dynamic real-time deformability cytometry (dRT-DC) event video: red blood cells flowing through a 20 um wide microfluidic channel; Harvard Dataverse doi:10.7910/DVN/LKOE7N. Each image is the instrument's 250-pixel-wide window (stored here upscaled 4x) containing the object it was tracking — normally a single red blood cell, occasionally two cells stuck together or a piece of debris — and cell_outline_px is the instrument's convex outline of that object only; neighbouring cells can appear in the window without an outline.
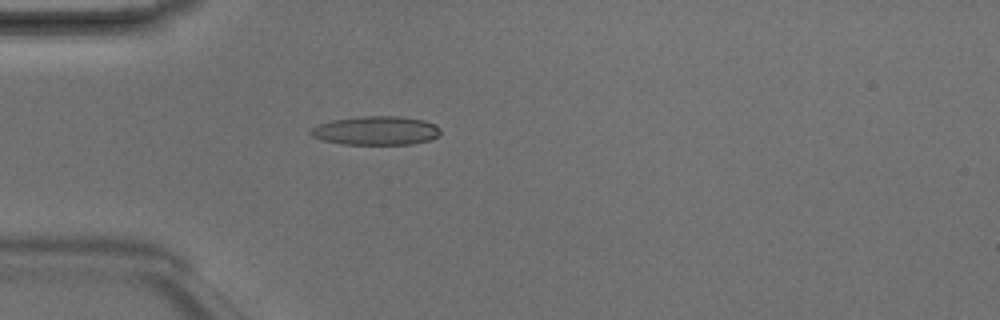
{"species": "Egyptian fruit bat (a non-hibernating species)", "species_latin": "Rousettus aegyptiacus", "temperature_condition": "room temperature", "stored_images_in_passage": 4, "camera_frame_rate_fps": 3000, "um_per_image_px": 0.085, "animal": {"sex": "male"}, "frame": {"image": 1, "passage_image": 4, "time_ms": 1.0, "image_size_px": [1000, 320], "cell_outline_px": [[440, 136], [428, 140], [412, 144], [344, 144], [324, 140], [312, 136], [308, 132], [312, 128], [320, 124], [332, 120], [360, 116], [400, 116], [424, 120], [436, 124], [440, 128]], "centroid_in_image_um": [32.0, 11.09], "position_along_channel_um": 53.0, "area_um2": 21.79}}